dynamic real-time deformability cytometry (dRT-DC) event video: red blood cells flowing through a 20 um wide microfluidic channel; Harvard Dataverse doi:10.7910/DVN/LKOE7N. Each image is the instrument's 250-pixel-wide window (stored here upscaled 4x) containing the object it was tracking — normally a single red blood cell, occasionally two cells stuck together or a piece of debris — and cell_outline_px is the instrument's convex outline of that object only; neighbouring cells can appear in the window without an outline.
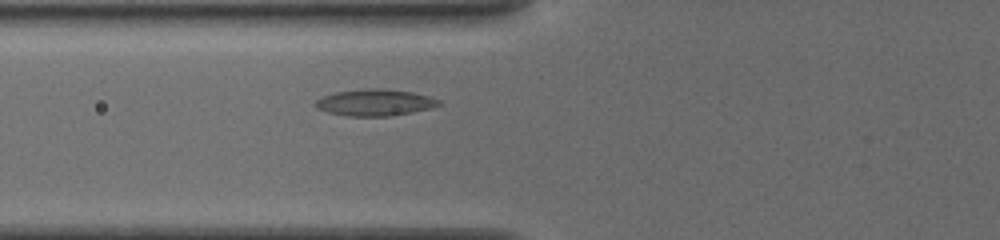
{"species": "common noctule bat (a hibernating species)", "species_latin": "Nyctalus noctula", "temperature_condition": "cold", "stored_images_in_passage": 35, "camera_frame_rate_fps": 3000, "um_per_image_px": 0.085, "animal": {"sex": "female", "body_mass_g": 19.5, "forearm_length_mm": 54.1}, "frame": {"image": 1, "passage_image": 3, "time_ms": 0.667, "image_size_px": [1000, 240], "cell_outline_px": [[440, 104], [432, 108], [388, 116], [348, 116], [328, 112], [316, 108], [312, 104], [316, 100], [324, 96], [336, 92], [364, 88], [380, 88], [408, 92], [428, 96], [440, 100]], "centroid_in_image_um": [31.82, 8.71], "position_along_channel_um": 94.0, "area_um2": 18.9}}
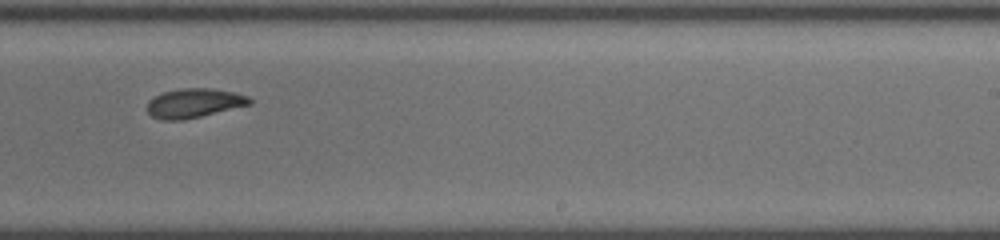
{"frame": {"image": 2, "passage_image": 17, "time_ms": 5.333, "image_size_px": [1000, 240], "cell_outline_px": [[252, 104], [200, 116], [180, 120], [164, 120], [152, 116], [148, 112], [148, 100], [164, 92], [184, 88], [212, 88], [232, 92], [248, 96], [252, 100]], "centroid_in_image_um": [16.51, 8.76], "position_along_channel_um": 272.5, "area_um2": 17.17}}
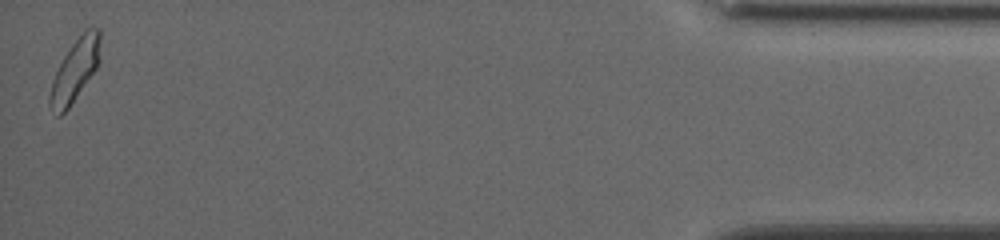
{"frame": {"image": 3, "passage_image": 35, "time_ms": 11.333, "image_size_px": [1000, 240], "cell_outline_px": [[100, 60], [96, 68], [68, 108], [60, 116], [56, 116], [48, 104], [48, 96], [52, 80], [64, 56], [72, 44], [84, 28], [100, 28]], "centroid_in_image_um": [6.36, 5.96], "position_along_channel_um": 428.8, "area_um2": 18.15}, "authors_computed_cell_mechanics": {"area_um2": 17.3978, "velocity_mm_per_s": 3.8294, "shape_relaxation_time_tau1_ms": 5.1501, "shape_relaxation_time_tau2_ms": 5.5569, "deformation_change_tau1": 0.1358, "deformation_change_tau2": 0.0953}}